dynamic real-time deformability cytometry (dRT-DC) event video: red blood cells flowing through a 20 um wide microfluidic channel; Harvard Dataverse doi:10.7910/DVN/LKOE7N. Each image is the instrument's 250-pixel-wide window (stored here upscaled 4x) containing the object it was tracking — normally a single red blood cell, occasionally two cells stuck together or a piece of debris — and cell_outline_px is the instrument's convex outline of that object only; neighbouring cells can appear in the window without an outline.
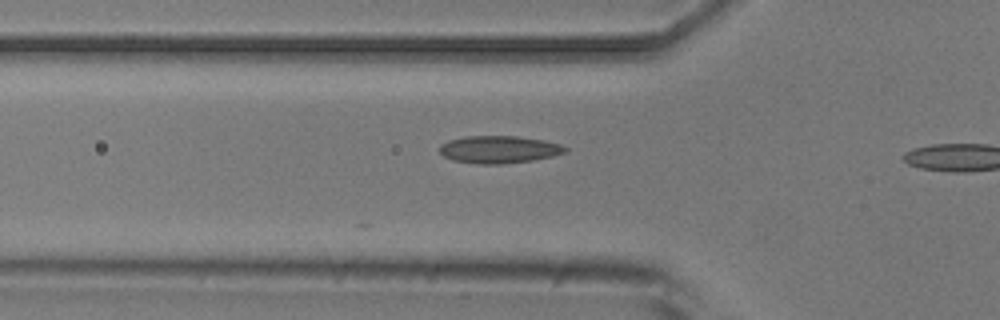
{"species": "common noctule bat (a hibernating species)", "species_latin": "Nyctalus noctula", "temperature_condition": "room temperature", "stored_images_in_passage": 5, "segment_of_instrument_passage": [1, 2], "camera_frame_rate_fps": 3000, "um_per_image_px": 0.085, "animal": {"sex": "male", "body_mass_g": 20.5, "forearm_length_mm": 52.5}, "frame": {"image": 1, "passage_image": 4, "time_ms": 3.667, "image_size_px": [1000, 320], "cell_outline_px": [[568, 152], [552, 156], [532, 160], [500, 164], [480, 164], [452, 160], [444, 156], [440, 152], [440, 144], [448, 140], [464, 136], [516, 136], [544, 140], [560, 144], [568, 148]], "centroid_in_image_um": [42.41, 12.7], "position_along_channel_um": 83.4, "area_um2": 20.11}}